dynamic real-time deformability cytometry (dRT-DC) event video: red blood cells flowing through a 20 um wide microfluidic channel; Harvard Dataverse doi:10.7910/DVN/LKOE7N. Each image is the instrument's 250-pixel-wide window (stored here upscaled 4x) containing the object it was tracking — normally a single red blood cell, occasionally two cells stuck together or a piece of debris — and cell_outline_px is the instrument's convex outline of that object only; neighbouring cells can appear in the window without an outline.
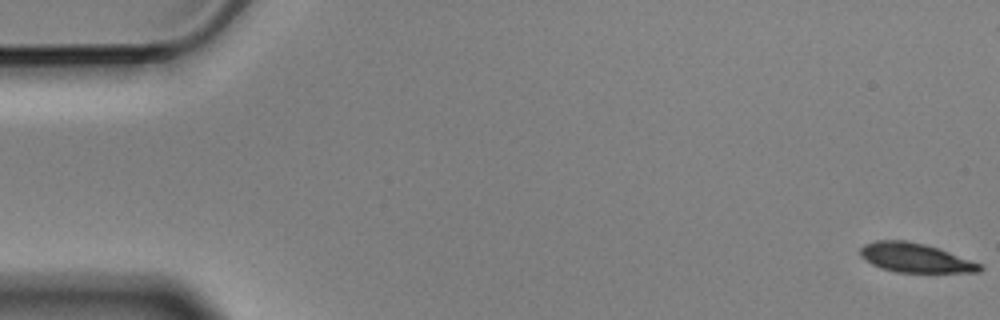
{"species": "Egyptian fruit bat (a non-hibernating species)", "species_latin": "Rousettus aegyptiacus", "temperature_condition": "cold", "stored_images_in_passage": 6, "camera_frame_rate_fps": 3000, "um_per_image_px": 0.085, "animal": {"sex": "male"}, "frame": {"image": 1, "passage_image": 1, "time_ms": 0.0, "image_size_px": [1000, 320], "cell_outline_px": [[984, 268], [980, 272], [896, 272], [872, 264], [864, 260], [860, 256], [860, 248], [864, 244], [876, 240], [904, 240], [924, 244], [940, 248], [980, 264]], "centroid_in_image_um": [77.78, 21.9], "position_along_channel_um": 7.2, "area_um2": 20.23}}
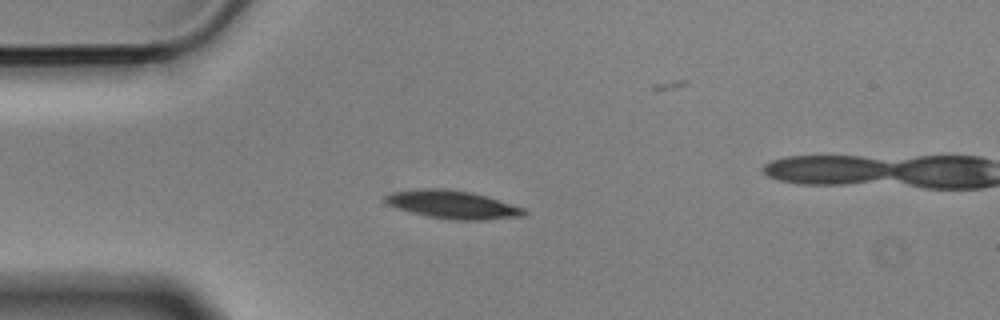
{"frame": {"image": 2, "passage_image": 5, "time_ms": 1.333, "image_size_px": [1000, 320], "cell_outline_px": [[528, 212], [524, 216], [484, 220], [456, 220], [428, 216], [412, 212], [388, 204], [384, 200], [384, 196], [388, 192], [420, 188], [448, 188], [472, 192], [524, 208]], "centroid_in_image_um": [38.46, 17.37], "position_along_channel_um": 46.5, "area_um2": 22.72}}